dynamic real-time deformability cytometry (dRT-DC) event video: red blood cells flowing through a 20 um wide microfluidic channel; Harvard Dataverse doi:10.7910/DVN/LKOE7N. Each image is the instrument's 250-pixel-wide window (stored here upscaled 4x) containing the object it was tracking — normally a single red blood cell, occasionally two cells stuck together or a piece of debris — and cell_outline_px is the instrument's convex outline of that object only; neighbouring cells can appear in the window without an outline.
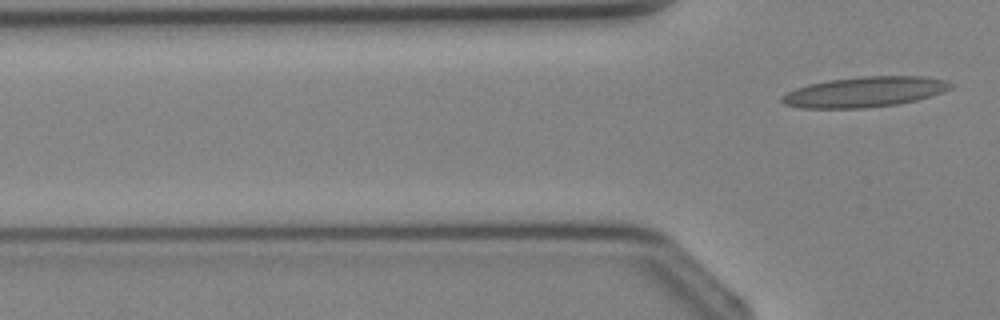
{"species": "Egyptian fruit bat (a non-hibernating species)", "species_latin": "Rousettus aegyptiacus", "temperature_condition": "cold", "stored_images_in_passage": 2, "camera_frame_rate_fps": 3000, "um_per_image_px": 0.085, "animal": {"sex": "female"}, "frame": {"image": 1, "passage_image": 2, "time_ms": 1.0, "image_size_px": [1000, 320], "cell_outline_px": [[956, 84], [952, 88], [916, 100], [896, 104], [864, 108], [800, 108], [784, 104], [780, 100], [780, 96], [796, 88], [808, 84], [828, 80], [860, 76], [924, 76], [944, 80]], "centroid_in_image_um": [73.46, 7.81], "position_along_channel_um": 52.3, "area_um2": 29.82}}